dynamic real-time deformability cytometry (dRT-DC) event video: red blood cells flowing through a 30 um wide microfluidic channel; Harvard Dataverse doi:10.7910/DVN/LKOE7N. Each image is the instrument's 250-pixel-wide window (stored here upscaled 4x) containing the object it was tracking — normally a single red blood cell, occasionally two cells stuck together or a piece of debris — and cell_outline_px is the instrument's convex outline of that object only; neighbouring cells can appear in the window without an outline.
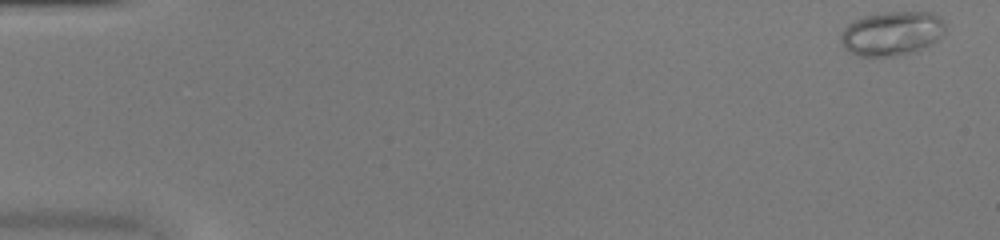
{"species": "common noctule bat (a hibernating species)", "species_latin": "Nyctalus noctula", "temperature_condition": "warm", "stored_images_in_passage": 47, "camera_frame_rate_fps": 3000, "um_per_image_px": 0.085, "animal": {"sex": "female", "body_mass_g": 20.0, "forearm_length_mm": 54.0}, "frame": {"image": 1, "passage_image": 1, "time_ms": 0.0, "image_size_px": [1000, 240], "cell_outline_px": [[944, 32], [936, 40], [916, 52], [892, 56], [860, 56], [848, 52], [844, 48], [840, 40], [840, 36], [844, 28], [852, 20], [864, 16], [884, 12], [932, 12], [940, 16], [944, 20]], "centroid_in_image_um": [75.79, 2.83], "position_along_channel_um": 9.2, "area_um2": 27.05}}
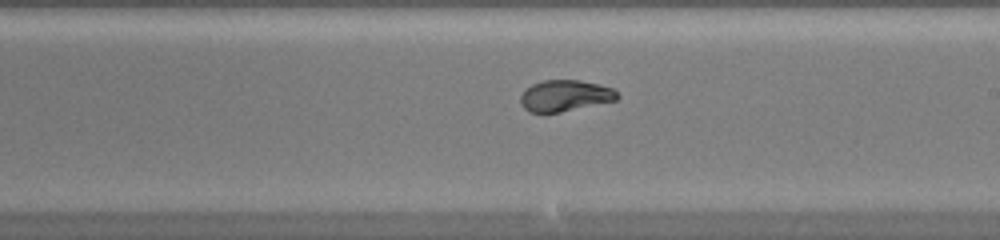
{"frame": {"image": 2, "passage_image": 28, "time_ms": 9.0, "image_size_px": [1000, 240], "cell_outline_px": [[620, 96], [616, 100], [560, 112], [528, 112], [520, 104], [520, 96], [532, 84], [544, 80], [580, 80], [600, 84], [612, 88]], "centroid_in_image_um": [48.02, 8.13], "position_along_channel_um": 241.0, "area_um2": 17.51}}
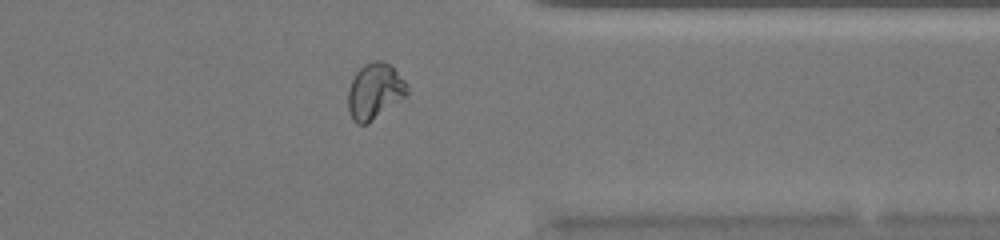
{"frame": {"image": 3, "passage_image": 38, "time_ms": 12.333, "image_size_px": [1000, 240], "cell_outline_px": [[408, 96], [368, 124], [356, 124], [352, 120], [348, 112], [348, 88], [356, 72], [364, 64], [372, 60], [380, 60], [392, 64], [408, 84]], "centroid_in_image_um": [31.88, 7.76], "position_along_channel_um": 379.5, "area_um2": 19.88}, "authors_computed_cell_mechanics": {"area_um2": 19.1318, "velocity_mm_per_s": 4.3244, "shape_relaxation_time_tau1_ms": 5.5099, "shape_relaxation_time_tau2_ms": null, "deformation_change_tau1": 0.2259, "deformation_change_tau2": null}}